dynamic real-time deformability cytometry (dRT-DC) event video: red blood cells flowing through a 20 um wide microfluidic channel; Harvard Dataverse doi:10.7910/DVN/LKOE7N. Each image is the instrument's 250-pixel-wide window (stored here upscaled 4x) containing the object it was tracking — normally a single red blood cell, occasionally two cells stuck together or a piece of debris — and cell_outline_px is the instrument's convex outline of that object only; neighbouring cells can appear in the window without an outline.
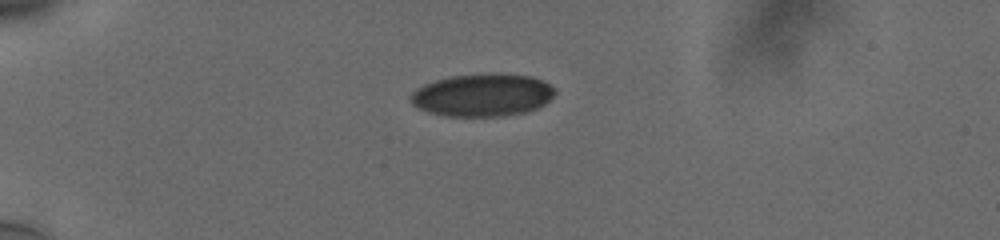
{"species": "human", "species_latin": "Homo sapiens", "temperature_condition": "cold", "stored_images_in_passage": 41, "camera_frame_rate_fps": 3000, "um_per_image_px": 0.085, "donor": {"sex": "male"}, "frame": {"image": 1, "passage_image": 1, "time_ms": 0.0, "image_size_px": [1000, 240], "cell_outline_px": [[556, 92], [544, 104], [536, 108], [524, 112], [500, 116], [444, 116], [428, 112], [416, 108], [408, 100], [408, 96], [416, 88], [424, 84], [436, 80], [452, 76], [532, 76], [544, 80], [552, 84], [556, 88]], "centroid_in_image_um": [40.96, 8.12], "position_along_channel_um": 44.0, "area_um2": 35.26}}
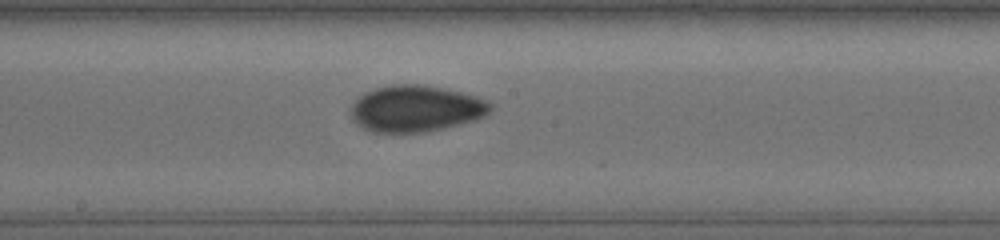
{"frame": {"image": 2, "passage_image": 18, "time_ms": 5.667, "image_size_px": [1000, 240], "cell_outline_px": [[492, 108], [484, 116], [472, 120], [444, 128], [424, 132], [372, 132], [356, 124], [352, 120], [352, 104], [364, 92], [376, 88], [392, 84], [424, 84], [444, 88], [476, 96], [488, 100], [492, 104]], "centroid_in_image_um": [35.34, 9.22], "position_along_channel_um": 212.9, "area_um2": 37.69}}
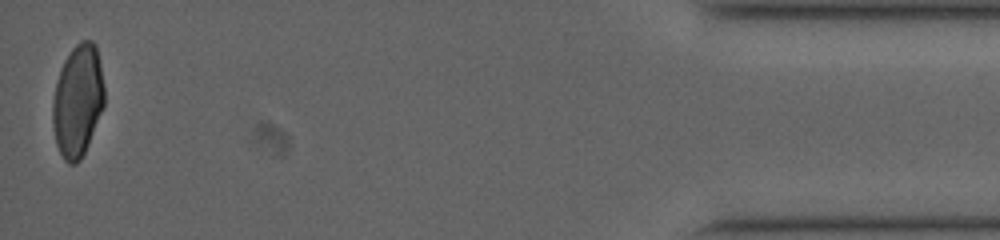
{"frame": {"image": 3, "passage_image": 41, "time_ms": 13.333, "image_size_px": [1000, 240], "cell_outline_px": [[104, 104], [88, 144], [80, 160], [76, 164], [68, 164], [64, 160], [56, 144], [52, 124], [52, 100], [56, 84], [64, 60], [72, 48], [80, 40], [92, 40], [96, 44], [100, 64], [104, 88]], "centroid_in_image_um": [6.59, 8.56], "position_along_channel_um": 428.6, "area_um2": 33.7}, "authors_computed_cell_mechanics": {"area_um2": 36.7608, "velocity_mm_per_s": 3.7791, "shape_relaxation_time_tau1_ms": null, "shape_relaxation_time_tau2_ms": 1.501, "deformation_change_tau1": null, "deformation_change_tau2": 0.0517}}